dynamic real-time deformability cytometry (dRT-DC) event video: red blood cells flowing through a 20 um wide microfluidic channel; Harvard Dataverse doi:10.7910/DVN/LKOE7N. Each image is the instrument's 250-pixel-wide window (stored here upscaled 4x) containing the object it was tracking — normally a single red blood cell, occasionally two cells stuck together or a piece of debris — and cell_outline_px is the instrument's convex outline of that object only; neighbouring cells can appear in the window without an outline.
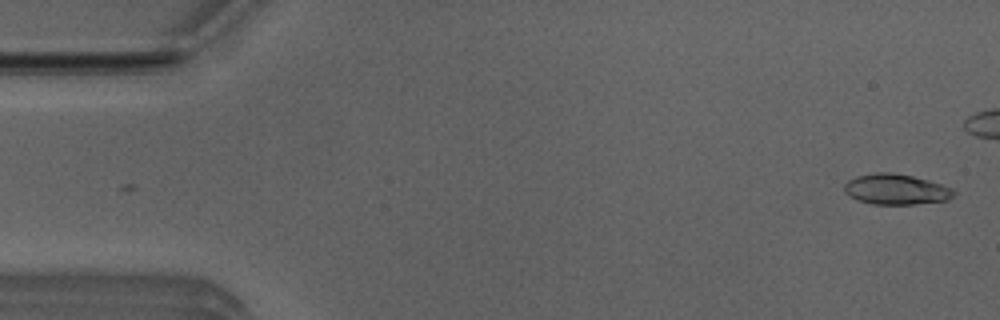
{"species": "Egyptian fruit bat (a non-hibernating species)", "species_latin": "Rousettus aegyptiacus", "temperature_condition": "room temperature", "stored_images_in_passage": 41, "camera_frame_rate_fps": 3000, "um_per_image_px": 0.085, "animal": {"sex": "male"}, "frame": {"image": 1, "passage_image": 2, "time_ms": 0.333, "image_size_px": [1000, 320], "cell_outline_px": [[956, 196], [948, 200], [916, 204], [872, 204], [856, 200], [844, 192], [844, 184], [848, 180], [856, 176], [876, 172], [892, 172], [912, 176], [928, 180], [952, 188], [956, 192]], "centroid_in_image_um": [76.16, 16.09], "position_along_channel_um": 8.8, "area_um2": 19.65}}
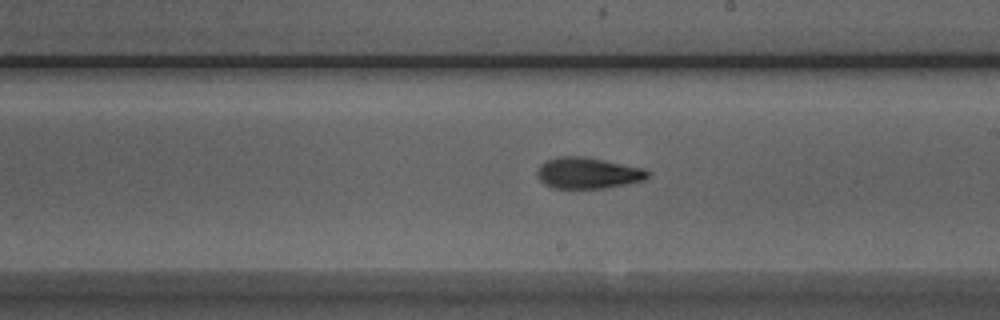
{"frame": {"image": 2, "passage_image": 29, "time_ms": 9.333, "image_size_px": [1000, 320], "cell_outline_px": [[652, 172], [644, 180], [604, 188], [552, 188], [544, 184], [536, 176], [536, 172], [540, 164], [548, 160], [560, 156], [584, 156], [644, 168]], "centroid_in_image_um": [49.95, 14.7], "position_along_channel_um": 239.0, "area_um2": 20.11}}
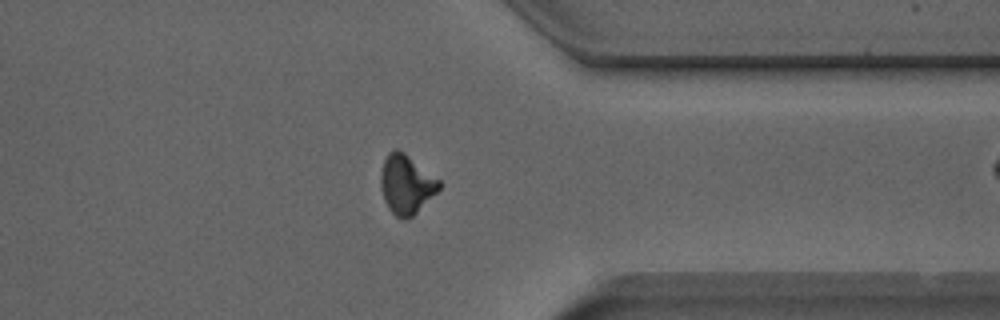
{"frame": {"image": 3, "passage_image": 40, "time_ms": 13.0, "image_size_px": [1000, 320], "cell_outline_px": [[440, 188], [408, 220], [400, 220], [388, 208], [384, 200], [380, 184], [380, 176], [384, 160], [388, 152], [392, 148], [396, 148], [404, 152], [440, 180]], "centroid_in_image_um": [34.5, 15.66], "position_along_channel_um": 376.9, "area_um2": 20.06}}